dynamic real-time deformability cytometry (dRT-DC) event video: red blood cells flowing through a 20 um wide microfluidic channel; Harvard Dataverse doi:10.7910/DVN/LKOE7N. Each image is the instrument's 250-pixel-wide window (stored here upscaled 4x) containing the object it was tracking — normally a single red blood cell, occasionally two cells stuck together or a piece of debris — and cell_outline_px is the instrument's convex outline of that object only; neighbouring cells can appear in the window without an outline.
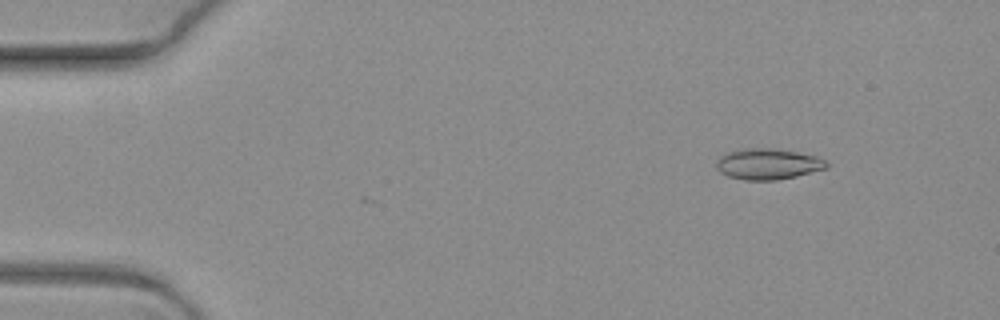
{"species": "common noctule bat (a hibernating species)", "species_latin": "Nyctalus noctula", "temperature_condition": "warm", "stored_images_in_passage": 6, "camera_frame_rate_fps": 3000, "um_per_image_px": 0.085, "animal": {"sex": "female", "body_mass_g": 19.3, "forearm_length_mm": 54.1}, "frame": {"image": 1, "passage_image": 1, "time_ms": 0.0, "image_size_px": [1000, 320], "cell_outline_px": [[828, 168], [796, 176], [776, 180], [744, 180], [728, 176], [720, 172], [716, 168], [716, 160], [724, 152], [744, 148], [772, 148], [796, 152], [812, 156], [824, 160], [828, 164]], "centroid_in_image_um": [65.21, 13.94], "position_along_channel_um": 19.8, "area_um2": 19.83}}
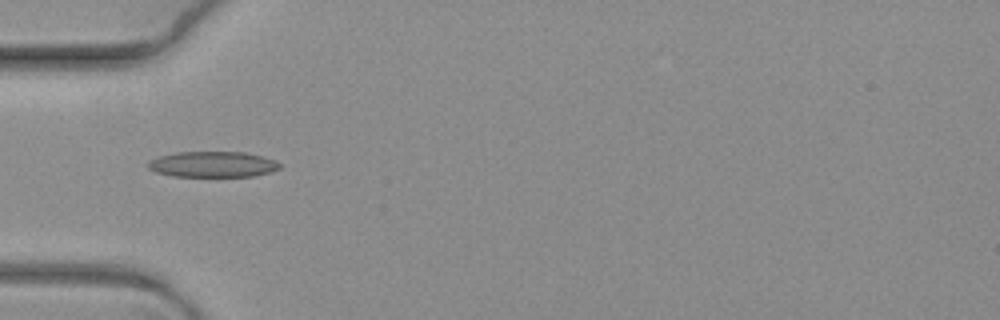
{"frame": {"image": 2, "passage_image": 5, "time_ms": 1.333, "image_size_px": [1000, 320], "cell_outline_px": [[280, 168], [268, 172], [252, 176], [172, 176], [156, 172], [148, 168], [148, 160], [156, 156], [176, 152], [244, 152], [260, 156], [272, 160], [280, 164]], "centroid_in_image_um": [17.99, 13.96], "position_along_channel_um": 67.0, "area_um2": 19.59}}